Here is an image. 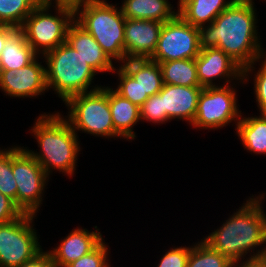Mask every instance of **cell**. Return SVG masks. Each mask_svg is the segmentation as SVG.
<instances>
[{
  "mask_svg": "<svg viewBox=\"0 0 266 267\" xmlns=\"http://www.w3.org/2000/svg\"><path fill=\"white\" fill-rule=\"evenodd\" d=\"M253 5V0H234L212 23L198 28L200 49L217 47L229 55L243 68V84L254 63L266 56L257 36Z\"/></svg>",
  "mask_w": 266,
  "mask_h": 267,
  "instance_id": "6da1fadb",
  "label": "cell"
},
{
  "mask_svg": "<svg viewBox=\"0 0 266 267\" xmlns=\"http://www.w3.org/2000/svg\"><path fill=\"white\" fill-rule=\"evenodd\" d=\"M264 195L246 200L241 208L226 220L222 227L204 238L212 249L229 258L233 263L255 251V247L265 246L266 214L262 200Z\"/></svg>",
  "mask_w": 266,
  "mask_h": 267,
  "instance_id": "7a4b0ae2",
  "label": "cell"
},
{
  "mask_svg": "<svg viewBox=\"0 0 266 267\" xmlns=\"http://www.w3.org/2000/svg\"><path fill=\"white\" fill-rule=\"evenodd\" d=\"M36 137L40 151L26 149L49 174L57 169L65 175L75 172L76 160L80 151L77 133L61 114H41L30 129ZM77 157V158H76Z\"/></svg>",
  "mask_w": 266,
  "mask_h": 267,
  "instance_id": "3957f363",
  "label": "cell"
},
{
  "mask_svg": "<svg viewBox=\"0 0 266 267\" xmlns=\"http://www.w3.org/2000/svg\"><path fill=\"white\" fill-rule=\"evenodd\" d=\"M46 59L47 89H54L65 102L69 97L88 91L96 72L66 42L43 55Z\"/></svg>",
  "mask_w": 266,
  "mask_h": 267,
  "instance_id": "277c9868",
  "label": "cell"
},
{
  "mask_svg": "<svg viewBox=\"0 0 266 267\" xmlns=\"http://www.w3.org/2000/svg\"><path fill=\"white\" fill-rule=\"evenodd\" d=\"M74 18L92 35L111 60L122 61V63L125 61L124 28L126 18L121 9L105 0H93L78 10L74 14Z\"/></svg>",
  "mask_w": 266,
  "mask_h": 267,
  "instance_id": "5b68a950",
  "label": "cell"
},
{
  "mask_svg": "<svg viewBox=\"0 0 266 267\" xmlns=\"http://www.w3.org/2000/svg\"><path fill=\"white\" fill-rule=\"evenodd\" d=\"M65 104L70 108L66 120L75 132L114 137L108 86H95L90 92L73 95Z\"/></svg>",
  "mask_w": 266,
  "mask_h": 267,
  "instance_id": "8992f818",
  "label": "cell"
},
{
  "mask_svg": "<svg viewBox=\"0 0 266 267\" xmlns=\"http://www.w3.org/2000/svg\"><path fill=\"white\" fill-rule=\"evenodd\" d=\"M49 9L48 5L35 7L20 28L27 43L39 55H44L66 42L68 27L75 19L70 10L56 8L59 15H52L48 13Z\"/></svg>",
  "mask_w": 266,
  "mask_h": 267,
  "instance_id": "52a82bcc",
  "label": "cell"
},
{
  "mask_svg": "<svg viewBox=\"0 0 266 267\" xmlns=\"http://www.w3.org/2000/svg\"><path fill=\"white\" fill-rule=\"evenodd\" d=\"M12 173L16 180V205L23 213L35 215L49 178L42 166L22 147H12Z\"/></svg>",
  "mask_w": 266,
  "mask_h": 267,
  "instance_id": "ba28073f",
  "label": "cell"
},
{
  "mask_svg": "<svg viewBox=\"0 0 266 267\" xmlns=\"http://www.w3.org/2000/svg\"><path fill=\"white\" fill-rule=\"evenodd\" d=\"M34 217L23 213L11 222L0 223V267L19 266L42 250L31 225Z\"/></svg>",
  "mask_w": 266,
  "mask_h": 267,
  "instance_id": "9c48e42d",
  "label": "cell"
},
{
  "mask_svg": "<svg viewBox=\"0 0 266 267\" xmlns=\"http://www.w3.org/2000/svg\"><path fill=\"white\" fill-rule=\"evenodd\" d=\"M230 87V85H217L203 88L191 125L201 129H217L223 128L232 121L239 122L242 113L238 109L235 89Z\"/></svg>",
  "mask_w": 266,
  "mask_h": 267,
  "instance_id": "30bf717a",
  "label": "cell"
},
{
  "mask_svg": "<svg viewBox=\"0 0 266 267\" xmlns=\"http://www.w3.org/2000/svg\"><path fill=\"white\" fill-rule=\"evenodd\" d=\"M199 30L178 13L163 23L154 54L149 58L161 63L179 59H195L200 53Z\"/></svg>",
  "mask_w": 266,
  "mask_h": 267,
  "instance_id": "8fae6325",
  "label": "cell"
},
{
  "mask_svg": "<svg viewBox=\"0 0 266 267\" xmlns=\"http://www.w3.org/2000/svg\"><path fill=\"white\" fill-rule=\"evenodd\" d=\"M195 64L202 88L216 87V83L212 81L218 78H226V84L222 86L229 85L230 79L243 80V68L217 47L200 50L199 55L195 58Z\"/></svg>",
  "mask_w": 266,
  "mask_h": 267,
  "instance_id": "7c38bea8",
  "label": "cell"
},
{
  "mask_svg": "<svg viewBox=\"0 0 266 267\" xmlns=\"http://www.w3.org/2000/svg\"><path fill=\"white\" fill-rule=\"evenodd\" d=\"M0 88L10 97H35L47 90L46 68L37 57L23 68L0 70Z\"/></svg>",
  "mask_w": 266,
  "mask_h": 267,
  "instance_id": "4fadbf2b",
  "label": "cell"
},
{
  "mask_svg": "<svg viewBox=\"0 0 266 267\" xmlns=\"http://www.w3.org/2000/svg\"><path fill=\"white\" fill-rule=\"evenodd\" d=\"M163 23L155 20L125 19L124 50L127 59L150 58L157 47Z\"/></svg>",
  "mask_w": 266,
  "mask_h": 267,
  "instance_id": "5bb4252c",
  "label": "cell"
},
{
  "mask_svg": "<svg viewBox=\"0 0 266 267\" xmlns=\"http://www.w3.org/2000/svg\"><path fill=\"white\" fill-rule=\"evenodd\" d=\"M201 86H178L164 84L158 92L162 96L163 111H166V121L182 119L193 123Z\"/></svg>",
  "mask_w": 266,
  "mask_h": 267,
  "instance_id": "9a60e30c",
  "label": "cell"
},
{
  "mask_svg": "<svg viewBox=\"0 0 266 267\" xmlns=\"http://www.w3.org/2000/svg\"><path fill=\"white\" fill-rule=\"evenodd\" d=\"M96 230L89 232L87 229L75 228L65 237L58 247L49 251L55 267H66L68 264L78 260L94 250L104 239L102 234Z\"/></svg>",
  "mask_w": 266,
  "mask_h": 267,
  "instance_id": "2e32d148",
  "label": "cell"
},
{
  "mask_svg": "<svg viewBox=\"0 0 266 267\" xmlns=\"http://www.w3.org/2000/svg\"><path fill=\"white\" fill-rule=\"evenodd\" d=\"M66 43L76 50L96 73L114 71L115 67L109 56L75 20L68 27Z\"/></svg>",
  "mask_w": 266,
  "mask_h": 267,
  "instance_id": "e0dca14e",
  "label": "cell"
},
{
  "mask_svg": "<svg viewBox=\"0 0 266 267\" xmlns=\"http://www.w3.org/2000/svg\"><path fill=\"white\" fill-rule=\"evenodd\" d=\"M109 106L114 125V137L135 139L134 125L141 120L139 107L109 87Z\"/></svg>",
  "mask_w": 266,
  "mask_h": 267,
  "instance_id": "ac0fdd59",
  "label": "cell"
},
{
  "mask_svg": "<svg viewBox=\"0 0 266 267\" xmlns=\"http://www.w3.org/2000/svg\"><path fill=\"white\" fill-rule=\"evenodd\" d=\"M121 66L136 80L141 88V98L157 94L163 87L161 68L149 58L127 59Z\"/></svg>",
  "mask_w": 266,
  "mask_h": 267,
  "instance_id": "d6986e66",
  "label": "cell"
},
{
  "mask_svg": "<svg viewBox=\"0 0 266 267\" xmlns=\"http://www.w3.org/2000/svg\"><path fill=\"white\" fill-rule=\"evenodd\" d=\"M234 0H181L177 13L189 24L202 27L212 23Z\"/></svg>",
  "mask_w": 266,
  "mask_h": 267,
  "instance_id": "ffe728a7",
  "label": "cell"
},
{
  "mask_svg": "<svg viewBox=\"0 0 266 267\" xmlns=\"http://www.w3.org/2000/svg\"><path fill=\"white\" fill-rule=\"evenodd\" d=\"M38 54L27 43L20 28H17L6 40L0 55V70H14L31 63Z\"/></svg>",
  "mask_w": 266,
  "mask_h": 267,
  "instance_id": "44dd1931",
  "label": "cell"
},
{
  "mask_svg": "<svg viewBox=\"0 0 266 267\" xmlns=\"http://www.w3.org/2000/svg\"><path fill=\"white\" fill-rule=\"evenodd\" d=\"M120 8L127 19L155 20L162 23L177 14L168 0H124Z\"/></svg>",
  "mask_w": 266,
  "mask_h": 267,
  "instance_id": "7402d4cb",
  "label": "cell"
},
{
  "mask_svg": "<svg viewBox=\"0 0 266 267\" xmlns=\"http://www.w3.org/2000/svg\"><path fill=\"white\" fill-rule=\"evenodd\" d=\"M236 126L239 139L248 151L266 154V114H260L259 117H242Z\"/></svg>",
  "mask_w": 266,
  "mask_h": 267,
  "instance_id": "603a6c76",
  "label": "cell"
},
{
  "mask_svg": "<svg viewBox=\"0 0 266 267\" xmlns=\"http://www.w3.org/2000/svg\"><path fill=\"white\" fill-rule=\"evenodd\" d=\"M164 84L200 86L195 59H179L159 63Z\"/></svg>",
  "mask_w": 266,
  "mask_h": 267,
  "instance_id": "cb8c5ba5",
  "label": "cell"
},
{
  "mask_svg": "<svg viewBox=\"0 0 266 267\" xmlns=\"http://www.w3.org/2000/svg\"><path fill=\"white\" fill-rule=\"evenodd\" d=\"M187 267H234V263L201 239L191 246Z\"/></svg>",
  "mask_w": 266,
  "mask_h": 267,
  "instance_id": "d4e9b609",
  "label": "cell"
},
{
  "mask_svg": "<svg viewBox=\"0 0 266 267\" xmlns=\"http://www.w3.org/2000/svg\"><path fill=\"white\" fill-rule=\"evenodd\" d=\"M34 8L28 0H0V24L21 28Z\"/></svg>",
  "mask_w": 266,
  "mask_h": 267,
  "instance_id": "484cf974",
  "label": "cell"
},
{
  "mask_svg": "<svg viewBox=\"0 0 266 267\" xmlns=\"http://www.w3.org/2000/svg\"><path fill=\"white\" fill-rule=\"evenodd\" d=\"M0 192L16 204L17 185L12 173V148L0 149Z\"/></svg>",
  "mask_w": 266,
  "mask_h": 267,
  "instance_id": "4316f807",
  "label": "cell"
},
{
  "mask_svg": "<svg viewBox=\"0 0 266 267\" xmlns=\"http://www.w3.org/2000/svg\"><path fill=\"white\" fill-rule=\"evenodd\" d=\"M116 70L120 78H118L120 84L114 91L140 107L148 98H141V88L136 80L122 66H120L119 69L115 68L114 72Z\"/></svg>",
  "mask_w": 266,
  "mask_h": 267,
  "instance_id": "83f0119b",
  "label": "cell"
},
{
  "mask_svg": "<svg viewBox=\"0 0 266 267\" xmlns=\"http://www.w3.org/2000/svg\"><path fill=\"white\" fill-rule=\"evenodd\" d=\"M141 120L155 123H166V111H163L162 96L157 93L150 96L140 107Z\"/></svg>",
  "mask_w": 266,
  "mask_h": 267,
  "instance_id": "f1b7e54d",
  "label": "cell"
},
{
  "mask_svg": "<svg viewBox=\"0 0 266 267\" xmlns=\"http://www.w3.org/2000/svg\"><path fill=\"white\" fill-rule=\"evenodd\" d=\"M108 253H110L108 252V246L102 241L90 253L68 264L66 267H110Z\"/></svg>",
  "mask_w": 266,
  "mask_h": 267,
  "instance_id": "f546056e",
  "label": "cell"
},
{
  "mask_svg": "<svg viewBox=\"0 0 266 267\" xmlns=\"http://www.w3.org/2000/svg\"><path fill=\"white\" fill-rule=\"evenodd\" d=\"M191 247L172 248L163 255L157 267H187Z\"/></svg>",
  "mask_w": 266,
  "mask_h": 267,
  "instance_id": "4dcf8cb0",
  "label": "cell"
},
{
  "mask_svg": "<svg viewBox=\"0 0 266 267\" xmlns=\"http://www.w3.org/2000/svg\"><path fill=\"white\" fill-rule=\"evenodd\" d=\"M262 61L258 72L254 74V90L256 95V102L261 114H266V56Z\"/></svg>",
  "mask_w": 266,
  "mask_h": 267,
  "instance_id": "1f68e13d",
  "label": "cell"
},
{
  "mask_svg": "<svg viewBox=\"0 0 266 267\" xmlns=\"http://www.w3.org/2000/svg\"><path fill=\"white\" fill-rule=\"evenodd\" d=\"M23 214L22 210L9 197L0 192V223L11 222Z\"/></svg>",
  "mask_w": 266,
  "mask_h": 267,
  "instance_id": "d6a6232c",
  "label": "cell"
},
{
  "mask_svg": "<svg viewBox=\"0 0 266 267\" xmlns=\"http://www.w3.org/2000/svg\"><path fill=\"white\" fill-rule=\"evenodd\" d=\"M16 267H55L50 252L41 250L32 259Z\"/></svg>",
  "mask_w": 266,
  "mask_h": 267,
  "instance_id": "836d02e7",
  "label": "cell"
},
{
  "mask_svg": "<svg viewBox=\"0 0 266 267\" xmlns=\"http://www.w3.org/2000/svg\"><path fill=\"white\" fill-rule=\"evenodd\" d=\"M54 1V0H53ZM93 0H55V8H64L72 11L74 14ZM52 5V0H48V6Z\"/></svg>",
  "mask_w": 266,
  "mask_h": 267,
  "instance_id": "e575fe53",
  "label": "cell"
},
{
  "mask_svg": "<svg viewBox=\"0 0 266 267\" xmlns=\"http://www.w3.org/2000/svg\"><path fill=\"white\" fill-rule=\"evenodd\" d=\"M246 261H238L234 263V267H266V261L262 257H248ZM239 262H241L239 264ZM243 262V263H242Z\"/></svg>",
  "mask_w": 266,
  "mask_h": 267,
  "instance_id": "d590c367",
  "label": "cell"
},
{
  "mask_svg": "<svg viewBox=\"0 0 266 267\" xmlns=\"http://www.w3.org/2000/svg\"><path fill=\"white\" fill-rule=\"evenodd\" d=\"M17 28H14L9 25L0 24V55L4 48L5 40L16 30Z\"/></svg>",
  "mask_w": 266,
  "mask_h": 267,
  "instance_id": "8d00e7d4",
  "label": "cell"
},
{
  "mask_svg": "<svg viewBox=\"0 0 266 267\" xmlns=\"http://www.w3.org/2000/svg\"><path fill=\"white\" fill-rule=\"evenodd\" d=\"M265 244H266V238H265ZM266 247V246H265ZM262 247L261 250L258 249V251L256 250V254L254 253L253 255L251 254V258L254 257H262L265 261H266V248Z\"/></svg>",
  "mask_w": 266,
  "mask_h": 267,
  "instance_id": "74e56055",
  "label": "cell"
},
{
  "mask_svg": "<svg viewBox=\"0 0 266 267\" xmlns=\"http://www.w3.org/2000/svg\"><path fill=\"white\" fill-rule=\"evenodd\" d=\"M34 7H43L48 5V0H28Z\"/></svg>",
  "mask_w": 266,
  "mask_h": 267,
  "instance_id": "f35d334b",
  "label": "cell"
}]
</instances>
